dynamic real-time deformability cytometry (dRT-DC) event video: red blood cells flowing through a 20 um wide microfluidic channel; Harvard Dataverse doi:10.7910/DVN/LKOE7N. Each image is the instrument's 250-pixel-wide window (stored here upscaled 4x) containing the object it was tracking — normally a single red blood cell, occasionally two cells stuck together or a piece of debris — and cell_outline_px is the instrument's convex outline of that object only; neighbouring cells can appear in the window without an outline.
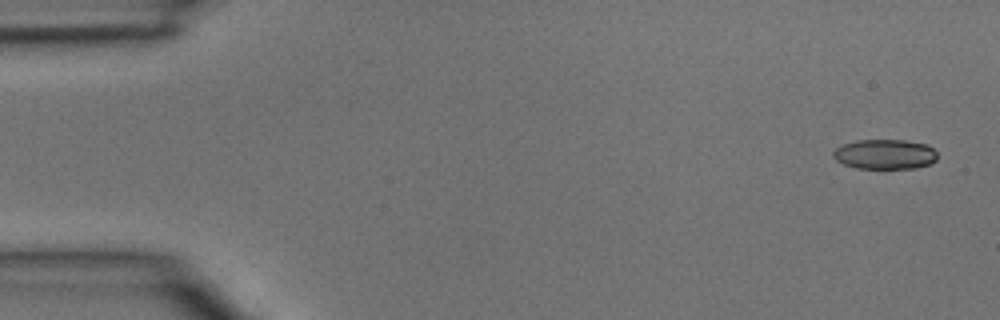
{"species": "common noctule bat (a hibernating species)", "species_latin": "Nyctalus noctula", "temperature_condition": "room temperature", "stored_images_in_passage": 4, "camera_frame_rate_fps": 3000, "um_per_image_px": 0.085, "animal": {"sex": "male", "body_mass_g": 15.6}, "frame": {"image": 1, "passage_image": 1, "time_ms": 0.0, "image_size_px": [1000, 320], "cell_outline_px": [[936, 160], [932, 164], [916, 168], [856, 168], [844, 164], [836, 160], [832, 156], [832, 152], [836, 148], [844, 144], [856, 140], [904, 140], [928, 144], [936, 152]], "centroid_in_image_um": [75.23, 13.11], "position_along_channel_um": 9.8, "area_um2": 18.21}}
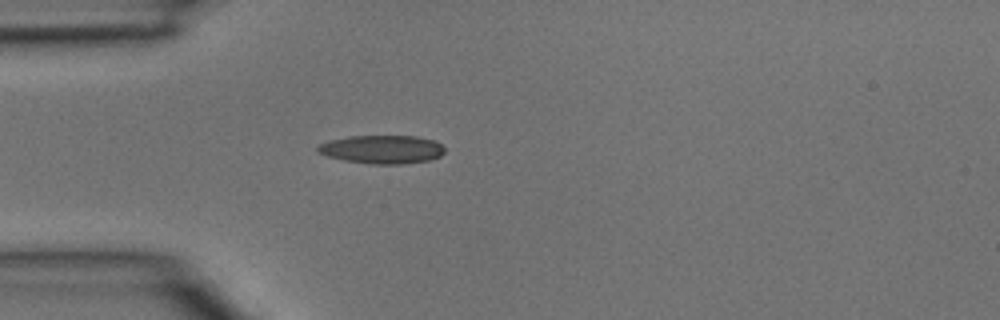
{"frame": {"image": 2, "passage_image": 4, "time_ms": 1.0, "image_size_px": [1000, 320], "cell_outline_px": [[444, 152], [440, 156], [428, 160], [400, 164], [368, 164], [344, 160], [328, 156], [320, 152], [316, 148], [320, 144], [332, 140], [348, 136], [416, 136], [436, 140], [444, 148]], "centroid_in_image_um": [32.51, 12.69], "position_along_channel_um": 52.5, "area_um2": 20.87}}